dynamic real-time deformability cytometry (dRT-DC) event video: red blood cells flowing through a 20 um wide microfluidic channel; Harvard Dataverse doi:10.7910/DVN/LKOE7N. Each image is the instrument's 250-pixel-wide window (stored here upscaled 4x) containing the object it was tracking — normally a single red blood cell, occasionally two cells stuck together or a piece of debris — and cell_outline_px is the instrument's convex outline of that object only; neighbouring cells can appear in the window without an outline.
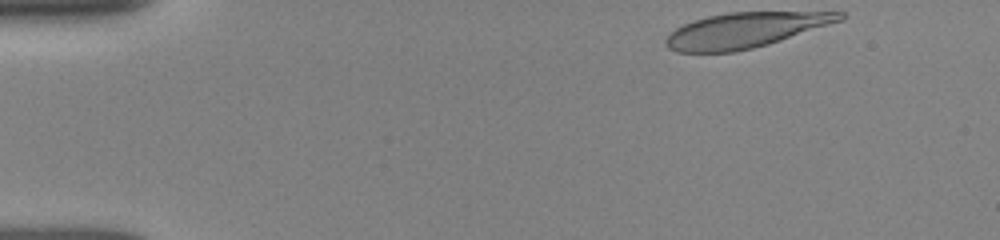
{"species": "human", "species_latin": "Homo sapiens", "temperature_condition": "room temperature", "stored_images_in_passage": 9, "camera_frame_rate_fps": 3000, "um_per_image_px": 0.085, "donor": {"sex": "female"}, "frame": {"image": 1, "passage_image": 1, "time_ms": 0.0, "image_size_px": [1000, 240], "cell_outline_px": [[848, 16], [844, 20], [768, 44], [736, 52], [676, 52], [668, 48], [664, 44], [664, 40], [676, 28], [692, 20], [708, 16], [728, 12], [844, 12]], "centroid_in_image_um": [63.34, 2.56], "position_along_channel_um": 21.7, "area_um2": 35.66}}